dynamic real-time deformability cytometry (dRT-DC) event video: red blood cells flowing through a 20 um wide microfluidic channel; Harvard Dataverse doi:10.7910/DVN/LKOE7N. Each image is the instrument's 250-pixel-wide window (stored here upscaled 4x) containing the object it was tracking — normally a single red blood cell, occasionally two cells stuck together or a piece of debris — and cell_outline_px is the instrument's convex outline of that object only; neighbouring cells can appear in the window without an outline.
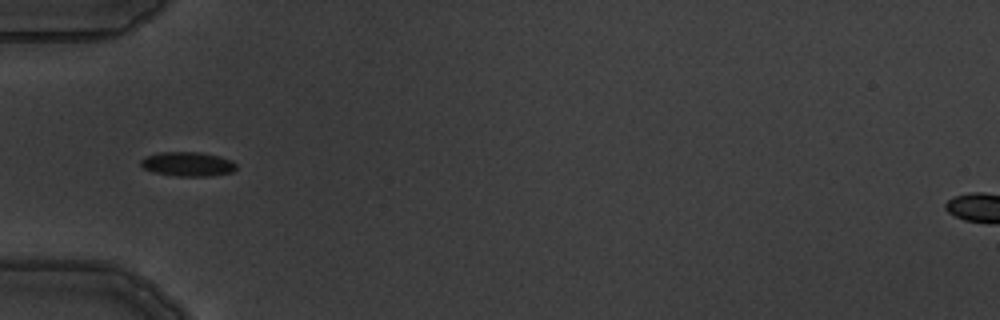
{"species": "common noctule bat (a hibernating species)", "species_latin": "Nyctalus noctula", "temperature_condition": "warm", "stored_images_in_passage": 8, "camera_frame_rate_fps": 3000, "um_per_image_px": 0.085, "animal": {"sex": "male", "body_mass_g": 19.5, "forearm_length_mm": 54.6}, "frame": {"image": 1, "passage_image": 4, "time_ms": 4.333, "image_size_px": [1000, 320], "cell_outline_px": [[236, 168], [232, 172], [208, 176], [176, 176], [156, 172], [144, 168], [140, 164], [140, 160], [144, 156], [160, 152], [204, 152], [220, 156], [232, 160], [236, 164]], "centroid_in_image_um": [15.97, 13.93], "position_along_channel_um": 69.0, "area_um2": 13.58}}
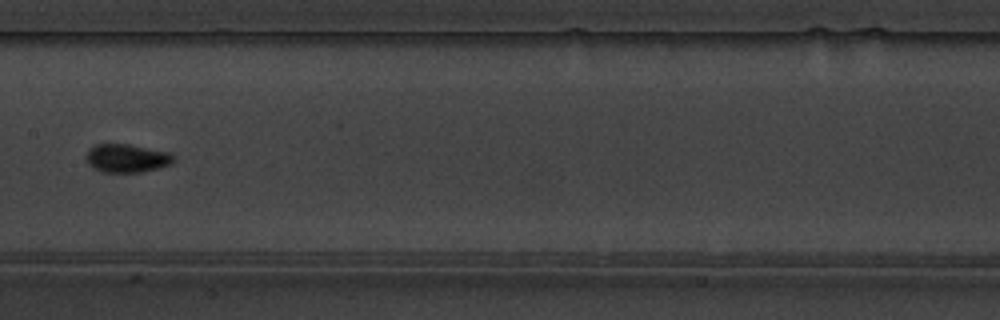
{"frame": {"image": 2, "passage_image": 7, "time_ms": 7.667, "image_size_px": [1000, 320], "cell_outline_px": [[176, 160], [172, 164], [140, 172], [100, 172], [92, 168], [88, 164], [88, 148], [92, 144], [128, 144], [168, 152], [176, 156]], "centroid_in_image_um": [10.78, 13.45], "position_along_channel_um": 196.6, "area_um2": 14.51}}
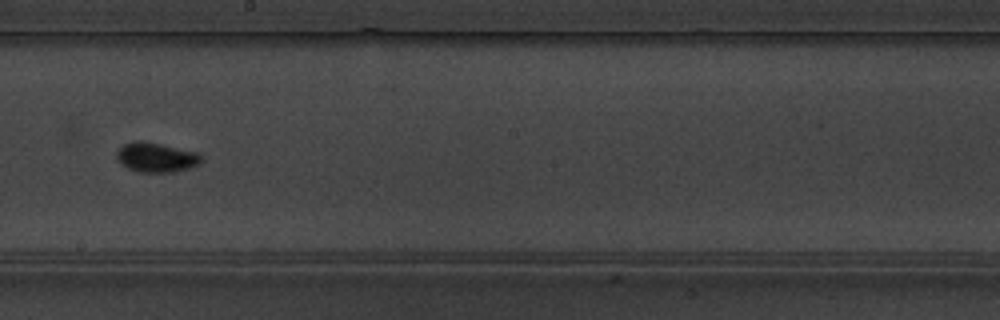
{"frame": {"image": 3, "passage_image": 8, "time_ms": 8.667, "image_size_px": [1000, 320], "cell_outline_px": [[204, 160], [200, 164], [188, 168], [172, 172], [140, 172], [128, 168], [120, 164], [116, 160], [116, 152], [124, 144], [136, 140], [140, 140], [200, 152]], "centroid_in_image_um": [13.3, 13.37], "position_along_channel_um": 234.9, "area_um2": 14.8}}